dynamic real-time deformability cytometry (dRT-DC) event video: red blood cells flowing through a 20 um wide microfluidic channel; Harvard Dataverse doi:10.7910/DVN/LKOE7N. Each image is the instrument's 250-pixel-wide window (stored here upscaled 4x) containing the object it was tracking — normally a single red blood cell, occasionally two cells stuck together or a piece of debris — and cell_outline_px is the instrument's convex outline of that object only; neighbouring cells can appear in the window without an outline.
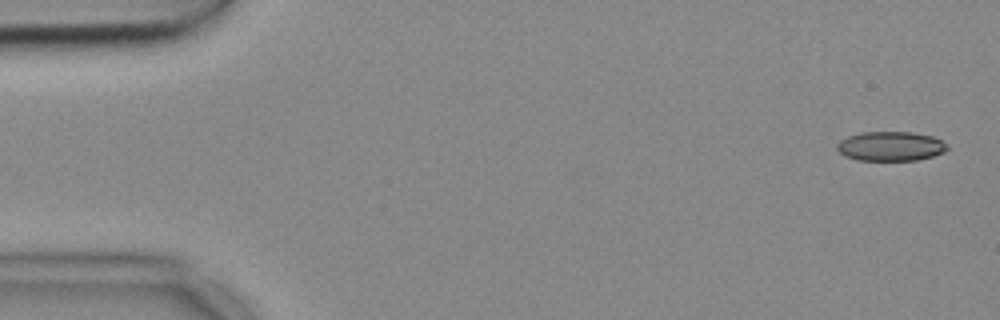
{"species": "common noctule bat (a hibernating species)", "species_latin": "Nyctalus noctula", "temperature_condition": "cold", "stored_images_in_passage": 6, "camera_frame_rate_fps": 3000, "um_per_image_px": 0.085, "animal": {"sex": "female", "body_mass_g": 18.4}, "frame": {"image": 1, "passage_image": 1, "time_ms": 0.0, "image_size_px": [1000, 320], "cell_outline_px": [[948, 148], [944, 152], [932, 156], [916, 160], [856, 160], [844, 156], [836, 148], [836, 144], [840, 140], [848, 136], [860, 132], [912, 132], [932, 136], [948, 144]], "centroid_in_image_um": [75.68, 12.42], "position_along_channel_um": 9.3, "area_um2": 18.96}}
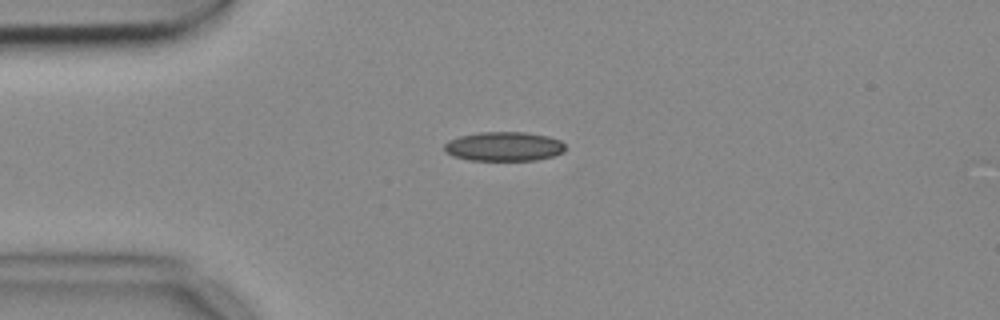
{"frame": {"image": 2, "passage_image": 4, "time_ms": 1.0, "image_size_px": [1000, 320], "cell_outline_px": [[564, 152], [552, 156], [536, 160], [468, 160], [452, 156], [444, 152], [444, 144], [448, 140], [460, 136], [480, 132], [524, 132], [548, 136], [560, 140], [564, 144]], "centroid_in_image_um": [42.8, 12.45], "position_along_channel_um": 42.2, "area_um2": 20.69}}